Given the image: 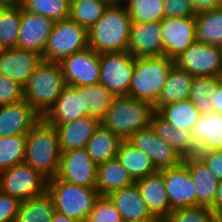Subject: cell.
Masks as SVG:
<instances>
[{
	"label": "cell",
	"mask_w": 222,
	"mask_h": 222,
	"mask_svg": "<svg viewBox=\"0 0 222 222\" xmlns=\"http://www.w3.org/2000/svg\"><path fill=\"white\" fill-rule=\"evenodd\" d=\"M20 201L0 191V222H14Z\"/></svg>",
	"instance_id": "bcb514c9"
},
{
	"label": "cell",
	"mask_w": 222,
	"mask_h": 222,
	"mask_svg": "<svg viewBox=\"0 0 222 222\" xmlns=\"http://www.w3.org/2000/svg\"><path fill=\"white\" fill-rule=\"evenodd\" d=\"M191 4L196 13L219 8L222 6V0H191Z\"/></svg>",
	"instance_id": "7dc6e473"
},
{
	"label": "cell",
	"mask_w": 222,
	"mask_h": 222,
	"mask_svg": "<svg viewBox=\"0 0 222 222\" xmlns=\"http://www.w3.org/2000/svg\"><path fill=\"white\" fill-rule=\"evenodd\" d=\"M54 24V20L23 10L21 7L17 48L31 50L42 55Z\"/></svg>",
	"instance_id": "2e32d148"
},
{
	"label": "cell",
	"mask_w": 222,
	"mask_h": 222,
	"mask_svg": "<svg viewBox=\"0 0 222 222\" xmlns=\"http://www.w3.org/2000/svg\"><path fill=\"white\" fill-rule=\"evenodd\" d=\"M88 47V31L70 18L55 21L42 58L59 63L73 53Z\"/></svg>",
	"instance_id": "52a82bcc"
},
{
	"label": "cell",
	"mask_w": 222,
	"mask_h": 222,
	"mask_svg": "<svg viewBox=\"0 0 222 222\" xmlns=\"http://www.w3.org/2000/svg\"><path fill=\"white\" fill-rule=\"evenodd\" d=\"M128 52L135 58L163 55L161 23L132 22Z\"/></svg>",
	"instance_id": "d6986e66"
},
{
	"label": "cell",
	"mask_w": 222,
	"mask_h": 222,
	"mask_svg": "<svg viewBox=\"0 0 222 222\" xmlns=\"http://www.w3.org/2000/svg\"><path fill=\"white\" fill-rule=\"evenodd\" d=\"M87 116L83 111L82 97L76 86L66 84L54 106L43 119L48 124H67Z\"/></svg>",
	"instance_id": "603a6c76"
},
{
	"label": "cell",
	"mask_w": 222,
	"mask_h": 222,
	"mask_svg": "<svg viewBox=\"0 0 222 222\" xmlns=\"http://www.w3.org/2000/svg\"><path fill=\"white\" fill-rule=\"evenodd\" d=\"M128 141L147 154L158 171L176 167L183 162L184 158L161 140L151 125L134 133Z\"/></svg>",
	"instance_id": "7c38bea8"
},
{
	"label": "cell",
	"mask_w": 222,
	"mask_h": 222,
	"mask_svg": "<svg viewBox=\"0 0 222 222\" xmlns=\"http://www.w3.org/2000/svg\"><path fill=\"white\" fill-rule=\"evenodd\" d=\"M117 159L127 170L134 181L158 172L151 159L128 140H122L117 153Z\"/></svg>",
	"instance_id": "f1b7e54d"
},
{
	"label": "cell",
	"mask_w": 222,
	"mask_h": 222,
	"mask_svg": "<svg viewBox=\"0 0 222 222\" xmlns=\"http://www.w3.org/2000/svg\"><path fill=\"white\" fill-rule=\"evenodd\" d=\"M26 135L0 137V172L24 162Z\"/></svg>",
	"instance_id": "f35d334b"
},
{
	"label": "cell",
	"mask_w": 222,
	"mask_h": 222,
	"mask_svg": "<svg viewBox=\"0 0 222 222\" xmlns=\"http://www.w3.org/2000/svg\"><path fill=\"white\" fill-rule=\"evenodd\" d=\"M107 197L121 214L123 222L140 221L154 217L141 197L140 190L135 183L111 192Z\"/></svg>",
	"instance_id": "cb8c5ba5"
},
{
	"label": "cell",
	"mask_w": 222,
	"mask_h": 222,
	"mask_svg": "<svg viewBox=\"0 0 222 222\" xmlns=\"http://www.w3.org/2000/svg\"><path fill=\"white\" fill-rule=\"evenodd\" d=\"M106 8L101 0L71 1L69 18L89 31Z\"/></svg>",
	"instance_id": "8d00e7d4"
},
{
	"label": "cell",
	"mask_w": 222,
	"mask_h": 222,
	"mask_svg": "<svg viewBox=\"0 0 222 222\" xmlns=\"http://www.w3.org/2000/svg\"><path fill=\"white\" fill-rule=\"evenodd\" d=\"M77 89L82 97L83 111L101 120L114 96L102 84L78 86Z\"/></svg>",
	"instance_id": "836d02e7"
},
{
	"label": "cell",
	"mask_w": 222,
	"mask_h": 222,
	"mask_svg": "<svg viewBox=\"0 0 222 222\" xmlns=\"http://www.w3.org/2000/svg\"><path fill=\"white\" fill-rule=\"evenodd\" d=\"M51 222H79V221H76L72 218L67 217L62 213L55 211Z\"/></svg>",
	"instance_id": "816d5d0a"
},
{
	"label": "cell",
	"mask_w": 222,
	"mask_h": 222,
	"mask_svg": "<svg viewBox=\"0 0 222 222\" xmlns=\"http://www.w3.org/2000/svg\"><path fill=\"white\" fill-rule=\"evenodd\" d=\"M24 99V88L17 82L0 74V106Z\"/></svg>",
	"instance_id": "7bdbcfd3"
},
{
	"label": "cell",
	"mask_w": 222,
	"mask_h": 222,
	"mask_svg": "<svg viewBox=\"0 0 222 222\" xmlns=\"http://www.w3.org/2000/svg\"><path fill=\"white\" fill-rule=\"evenodd\" d=\"M47 191L52 196L55 211L79 222H85L94 209L100 194L96 188H89L60 180H48Z\"/></svg>",
	"instance_id": "8992f818"
},
{
	"label": "cell",
	"mask_w": 222,
	"mask_h": 222,
	"mask_svg": "<svg viewBox=\"0 0 222 222\" xmlns=\"http://www.w3.org/2000/svg\"><path fill=\"white\" fill-rule=\"evenodd\" d=\"M100 120L93 116H85L67 124H50L58 132L61 152L82 149L100 125Z\"/></svg>",
	"instance_id": "44dd1931"
},
{
	"label": "cell",
	"mask_w": 222,
	"mask_h": 222,
	"mask_svg": "<svg viewBox=\"0 0 222 222\" xmlns=\"http://www.w3.org/2000/svg\"><path fill=\"white\" fill-rule=\"evenodd\" d=\"M70 0H24L22 9L54 21L69 18Z\"/></svg>",
	"instance_id": "ab89813d"
},
{
	"label": "cell",
	"mask_w": 222,
	"mask_h": 222,
	"mask_svg": "<svg viewBox=\"0 0 222 222\" xmlns=\"http://www.w3.org/2000/svg\"><path fill=\"white\" fill-rule=\"evenodd\" d=\"M160 23L164 56L174 60L196 41L195 17H165Z\"/></svg>",
	"instance_id": "5bb4252c"
},
{
	"label": "cell",
	"mask_w": 222,
	"mask_h": 222,
	"mask_svg": "<svg viewBox=\"0 0 222 222\" xmlns=\"http://www.w3.org/2000/svg\"><path fill=\"white\" fill-rule=\"evenodd\" d=\"M218 180H222V150L198 152L196 155Z\"/></svg>",
	"instance_id": "f6af8a7d"
},
{
	"label": "cell",
	"mask_w": 222,
	"mask_h": 222,
	"mask_svg": "<svg viewBox=\"0 0 222 222\" xmlns=\"http://www.w3.org/2000/svg\"><path fill=\"white\" fill-rule=\"evenodd\" d=\"M65 85L60 63L42 61L23 87L24 99L43 118L54 106Z\"/></svg>",
	"instance_id": "277c9868"
},
{
	"label": "cell",
	"mask_w": 222,
	"mask_h": 222,
	"mask_svg": "<svg viewBox=\"0 0 222 222\" xmlns=\"http://www.w3.org/2000/svg\"><path fill=\"white\" fill-rule=\"evenodd\" d=\"M134 67L135 57L128 51L102 53L99 84L114 97L128 96Z\"/></svg>",
	"instance_id": "9c48e42d"
},
{
	"label": "cell",
	"mask_w": 222,
	"mask_h": 222,
	"mask_svg": "<svg viewBox=\"0 0 222 222\" xmlns=\"http://www.w3.org/2000/svg\"><path fill=\"white\" fill-rule=\"evenodd\" d=\"M151 126L156 135L171 145L183 158L192 156V131L175 128L156 111L152 115Z\"/></svg>",
	"instance_id": "83f0119b"
},
{
	"label": "cell",
	"mask_w": 222,
	"mask_h": 222,
	"mask_svg": "<svg viewBox=\"0 0 222 222\" xmlns=\"http://www.w3.org/2000/svg\"><path fill=\"white\" fill-rule=\"evenodd\" d=\"M141 197L153 216L165 220L172 209L163 180V170L135 181Z\"/></svg>",
	"instance_id": "7402d4cb"
},
{
	"label": "cell",
	"mask_w": 222,
	"mask_h": 222,
	"mask_svg": "<svg viewBox=\"0 0 222 222\" xmlns=\"http://www.w3.org/2000/svg\"><path fill=\"white\" fill-rule=\"evenodd\" d=\"M134 183L135 181L117 158L97 165L95 188L100 196H108L111 192Z\"/></svg>",
	"instance_id": "484cf974"
},
{
	"label": "cell",
	"mask_w": 222,
	"mask_h": 222,
	"mask_svg": "<svg viewBox=\"0 0 222 222\" xmlns=\"http://www.w3.org/2000/svg\"><path fill=\"white\" fill-rule=\"evenodd\" d=\"M156 112L175 128L191 131L201 115L190 99L166 104Z\"/></svg>",
	"instance_id": "d6a6232c"
},
{
	"label": "cell",
	"mask_w": 222,
	"mask_h": 222,
	"mask_svg": "<svg viewBox=\"0 0 222 222\" xmlns=\"http://www.w3.org/2000/svg\"><path fill=\"white\" fill-rule=\"evenodd\" d=\"M21 7H0V49L17 48Z\"/></svg>",
	"instance_id": "d590c367"
},
{
	"label": "cell",
	"mask_w": 222,
	"mask_h": 222,
	"mask_svg": "<svg viewBox=\"0 0 222 222\" xmlns=\"http://www.w3.org/2000/svg\"><path fill=\"white\" fill-rule=\"evenodd\" d=\"M48 179L25 162L0 172V191L20 202L47 191Z\"/></svg>",
	"instance_id": "ba28073f"
},
{
	"label": "cell",
	"mask_w": 222,
	"mask_h": 222,
	"mask_svg": "<svg viewBox=\"0 0 222 222\" xmlns=\"http://www.w3.org/2000/svg\"><path fill=\"white\" fill-rule=\"evenodd\" d=\"M153 105L129 96L114 97L100 123L117 135L128 140L140 129L151 125Z\"/></svg>",
	"instance_id": "3957f363"
},
{
	"label": "cell",
	"mask_w": 222,
	"mask_h": 222,
	"mask_svg": "<svg viewBox=\"0 0 222 222\" xmlns=\"http://www.w3.org/2000/svg\"><path fill=\"white\" fill-rule=\"evenodd\" d=\"M215 213L222 212V180L218 182L214 204L210 207Z\"/></svg>",
	"instance_id": "c3c4849f"
},
{
	"label": "cell",
	"mask_w": 222,
	"mask_h": 222,
	"mask_svg": "<svg viewBox=\"0 0 222 222\" xmlns=\"http://www.w3.org/2000/svg\"><path fill=\"white\" fill-rule=\"evenodd\" d=\"M165 222H217V213L205 206L173 209Z\"/></svg>",
	"instance_id": "60d3db41"
},
{
	"label": "cell",
	"mask_w": 222,
	"mask_h": 222,
	"mask_svg": "<svg viewBox=\"0 0 222 222\" xmlns=\"http://www.w3.org/2000/svg\"><path fill=\"white\" fill-rule=\"evenodd\" d=\"M61 153L56 128L41 118L26 135L24 162L49 180L58 173Z\"/></svg>",
	"instance_id": "6da1fadb"
},
{
	"label": "cell",
	"mask_w": 222,
	"mask_h": 222,
	"mask_svg": "<svg viewBox=\"0 0 222 222\" xmlns=\"http://www.w3.org/2000/svg\"><path fill=\"white\" fill-rule=\"evenodd\" d=\"M126 222H165V220L154 216L153 218H150V219H144L140 221H126Z\"/></svg>",
	"instance_id": "db71d44e"
},
{
	"label": "cell",
	"mask_w": 222,
	"mask_h": 222,
	"mask_svg": "<svg viewBox=\"0 0 222 222\" xmlns=\"http://www.w3.org/2000/svg\"><path fill=\"white\" fill-rule=\"evenodd\" d=\"M174 65V60L164 55L135 58L128 96L154 105Z\"/></svg>",
	"instance_id": "5b68a950"
},
{
	"label": "cell",
	"mask_w": 222,
	"mask_h": 222,
	"mask_svg": "<svg viewBox=\"0 0 222 222\" xmlns=\"http://www.w3.org/2000/svg\"><path fill=\"white\" fill-rule=\"evenodd\" d=\"M42 61V55L31 50L19 48L1 50L0 74L24 87Z\"/></svg>",
	"instance_id": "e0dca14e"
},
{
	"label": "cell",
	"mask_w": 222,
	"mask_h": 222,
	"mask_svg": "<svg viewBox=\"0 0 222 222\" xmlns=\"http://www.w3.org/2000/svg\"><path fill=\"white\" fill-rule=\"evenodd\" d=\"M196 41L218 46L222 43V6L195 15Z\"/></svg>",
	"instance_id": "4dcf8cb0"
},
{
	"label": "cell",
	"mask_w": 222,
	"mask_h": 222,
	"mask_svg": "<svg viewBox=\"0 0 222 222\" xmlns=\"http://www.w3.org/2000/svg\"><path fill=\"white\" fill-rule=\"evenodd\" d=\"M23 2L24 0H0V7L19 8Z\"/></svg>",
	"instance_id": "f907efd6"
},
{
	"label": "cell",
	"mask_w": 222,
	"mask_h": 222,
	"mask_svg": "<svg viewBox=\"0 0 222 222\" xmlns=\"http://www.w3.org/2000/svg\"><path fill=\"white\" fill-rule=\"evenodd\" d=\"M220 56L222 58V43L218 45Z\"/></svg>",
	"instance_id": "9f6ffc18"
},
{
	"label": "cell",
	"mask_w": 222,
	"mask_h": 222,
	"mask_svg": "<svg viewBox=\"0 0 222 222\" xmlns=\"http://www.w3.org/2000/svg\"><path fill=\"white\" fill-rule=\"evenodd\" d=\"M41 119L32 106L22 99L0 106V137L27 135Z\"/></svg>",
	"instance_id": "ac0fdd59"
},
{
	"label": "cell",
	"mask_w": 222,
	"mask_h": 222,
	"mask_svg": "<svg viewBox=\"0 0 222 222\" xmlns=\"http://www.w3.org/2000/svg\"><path fill=\"white\" fill-rule=\"evenodd\" d=\"M174 62L194 77H220L222 74V58L215 45L195 41Z\"/></svg>",
	"instance_id": "30bf717a"
},
{
	"label": "cell",
	"mask_w": 222,
	"mask_h": 222,
	"mask_svg": "<svg viewBox=\"0 0 222 222\" xmlns=\"http://www.w3.org/2000/svg\"><path fill=\"white\" fill-rule=\"evenodd\" d=\"M55 212L52 196L45 193L21 201L14 222H51Z\"/></svg>",
	"instance_id": "1f68e13d"
},
{
	"label": "cell",
	"mask_w": 222,
	"mask_h": 222,
	"mask_svg": "<svg viewBox=\"0 0 222 222\" xmlns=\"http://www.w3.org/2000/svg\"><path fill=\"white\" fill-rule=\"evenodd\" d=\"M100 55L92 48L87 47L59 62L65 83L76 87L99 84Z\"/></svg>",
	"instance_id": "8fae6325"
},
{
	"label": "cell",
	"mask_w": 222,
	"mask_h": 222,
	"mask_svg": "<svg viewBox=\"0 0 222 222\" xmlns=\"http://www.w3.org/2000/svg\"><path fill=\"white\" fill-rule=\"evenodd\" d=\"M219 84L222 86V74L219 77Z\"/></svg>",
	"instance_id": "6f0895ef"
},
{
	"label": "cell",
	"mask_w": 222,
	"mask_h": 222,
	"mask_svg": "<svg viewBox=\"0 0 222 222\" xmlns=\"http://www.w3.org/2000/svg\"><path fill=\"white\" fill-rule=\"evenodd\" d=\"M107 7L125 6L127 0H101Z\"/></svg>",
	"instance_id": "f5cc1de1"
},
{
	"label": "cell",
	"mask_w": 222,
	"mask_h": 222,
	"mask_svg": "<svg viewBox=\"0 0 222 222\" xmlns=\"http://www.w3.org/2000/svg\"><path fill=\"white\" fill-rule=\"evenodd\" d=\"M121 139L100 124L86 144V151L96 165L117 158Z\"/></svg>",
	"instance_id": "f546056e"
},
{
	"label": "cell",
	"mask_w": 222,
	"mask_h": 222,
	"mask_svg": "<svg viewBox=\"0 0 222 222\" xmlns=\"http://www.w3.org/2000/svg\"><path fill=\"white\" fill-rule=\"evenodd\" d=\"M125 7L132 22L153 23L165 18L163 0H127Z\"/></svg>",
	"instance_id": "74e56055"
},
{
	"label": "cell",
	"mask_w": 222,
	"mask_h": 222,
	"mask_svg": "<svg viewBox=\"0 0 222 222\" xmlns=\"http://www.w3.org/2000/svg\"><path fill=\"white\" fill-rule=\"evenodd\" d=\"M163 180L168 195L170 208L197 206V193L189 168L180 165L163 169Z\"/></svg>",
	"instance_id": "9a60e30c"
},
{
	"label": "cell",
	"mask_w": 222,
	"mask_h": 222,
	"mask_svg": "<svg viewBox=\"0 0 222 222\" xmlns=\"http://www.w3.org/2000/svg\"><path fill=\"white\" fill-rule=\"evenodd\" d=\"M193 78L192 74L174 65L157 102L153 105L154 110L157 111L166 104L189 99Z\"/></svg>",
	"instance_id": "4316f807"
},
{
	"label": "cell",
	"mask_w": 222,
	"mask_h": 222,
	"mask_svg": "<svg viewBox=\"0 0 222 222\" xmlns=\"http://www.w3.org/2000/svg\"><path fill=\"white\" fill-rule=\"evenodd\" d=\"M217 222H222V212L217 213Z\"/></svg>",
	"instance_id": "11a10c76"
},
{
	"label": "cell",
	"mask_w": 222,
	"mask_h": 222,
	"mask_svg": "<svg viewBox=\"0 0 222 222\" xmlns=\"http://www.w3.org/2000/svg\"><path fill=\"white\" fill-rule=\"evenodd\" d=\"M131 23L125 6L107 7L88 31V47L99 54L128 51Z\"/></svg>",
	"instance_id": "7a4b0ae2"
},
{
	"label": "cell",
	"mask_w": 222,
	"mask_h": 222,
	"mask_svg": "<svg viewBox=\"0 0 222 222\" xmlns=\"http://www.w3.org/2000/svg\"><path fill=\"white\" fill-rule=\"evenodd\" d=\"M222 150V114H201L192 129V156L198 152Z\"/></svg>",
	"instance_id": "ffe728a7"
},
{
	"label": "cell",
	"mask_w": 222,
	"mask_h": 222,
	"mask_svg": "<svg viewBox=\"0 0 222 222\" xmlns=\"http://www.w3.org/2000/svg\"><path fill=\"white\" fill-rule=\"evenodd\" d=\"M218 85L219 77L193 78L189 99L201 114L213 111V98Z\"/></svg>",
	"instance_id": "e575fe53"
},
{
	"label": "cell",
	"mask_w": 222,
	"mask_h": 222,
	"mask_svg": "<svg viewBox=\"0 0 222 222\" xmlns=\"http://www.w3.org/2000/svg\"><path fill=\"white\" fill-rule=\"evenodd\" d=\"M213 112L222 114V86L219 84L213 98Z\"/></svg>",
	"instance_id": "681fc988"
},
{
	"label": "cell",
	"mask_w": 222,
	"mask_h": 222,
	"mask_svg": "<svg viewBox=\"0 0 222 222\" xmlns=\"http://www.w3.org/2000/svg\"><path fill=\"white\" fill-rule=\"evenodd\" d=\"M165 17H195L196 12L191 0H163Z\"/></svg>",
	"instance_id": "ee69618b"
},
{
	"label": "cell",
	"mask_w": 222,
	"mask_h": 222,
	"mask_svg": "<svg viewBox=\"0 0 222 222\" xmlns=\"http://www.w3.org/2000/svg\"><path fill=\"white\" fill-rule=\"evenodd\" d=\"M85 222H123V219L109 198L100 196Z\"/></svg>",
	"instance_id": "b9f144b4"
},
{
	"label": "cell",
	"mask_w": 222,
	"mask_h": 222,
	"mask_svg": "<svg viewBox=\"0 0 222 222\" xmlns=\"http://www.w3.org/2000/svg\"><path fill=\"white\" fill-rule=\"evenodd\" d=\"M183 163L189 168L196 187L197 206L210 208L214 204L219 180L197 156L184 158Z\"/></svg>",
	"instance_id": "d4e9b609"
},
{
	"label": "cell",
	"mask_w": 222,
	"mask_h": 222,
	"mask_svg": "<svg viewBox=\"0 0 222 222\" xmlns=\"http://www.w3.org/2000/svg\"><path fill=\"white\" fill-rule=\"evenodd\" d=\"M97 165L85 148L72 149L61 153L56 177L76 185L95 188Z\"/></svg>",
	"instance_id": "4fadbf2b"
}]
</instances>
